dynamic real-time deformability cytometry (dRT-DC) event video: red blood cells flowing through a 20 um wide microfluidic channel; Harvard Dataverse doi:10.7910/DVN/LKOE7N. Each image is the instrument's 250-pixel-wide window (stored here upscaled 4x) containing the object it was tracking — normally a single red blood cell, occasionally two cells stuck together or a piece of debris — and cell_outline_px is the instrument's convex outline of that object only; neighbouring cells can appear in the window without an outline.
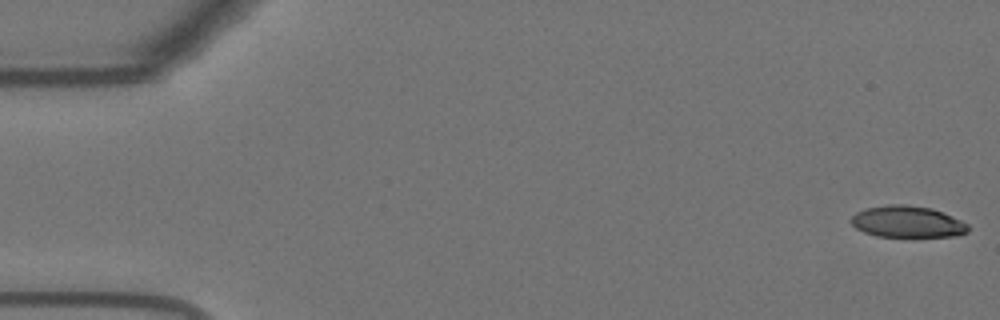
{"species": "Egyptian fruit bat (a non-hibernating species)", "species_latin": "Rousettus aegyptiacus", "temperature_condition": "warm", "stored_images_in_passage": 9, "camera_frame_rate_fps": 3000, "um_per_image_px": 0.085, "animal": {"sex": "female"}, "frame": {"image": 1, "passage_image": 1, "time_ms": 0.0, "image_size_px": [1000, 320], "cell_outline_px": [[968, 232], [952, 236], [876, 236], [864, 232], [856, 228], [852, 224], [852, 216], [856, 212], [864, 208], [888, 204], [904, 204], [932, 208], [960, 220], [968, 224]], "centroid_in_image_um": [77.09, 18.83], "position_along_channel_um": 7.9, "area_um2": 21.33}}